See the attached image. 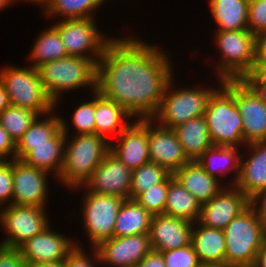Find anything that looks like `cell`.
Instances as JSON below:
<instances>
[{
    "label": "cell",
    "instance_id": "1",
    "mask_svg": "<svg viewBox=\"0 0 266 267\" xmlns=\"http://www.w3.org/2000/svg\"><path fill=\"white\" fill-rule=\"evenodd\" d=\"M170 62L166 51L141 39L113 38L97 63V90L134 118L151 119L174 78Z\"/></svg>",
    "mask_w": 266,
    "mask_h": 267
},
{
    "label": "cell",
    "instance_id": "2",
    "mask_svg": "<svg viewBox=\"0 0 266 267\" xmlns=\"http://www.w3.org/2000/svg\"><path fill=\"white\" fill-rule=\"evenodd\" d=\"M67 123L61 118V128L66 134L64 163L58 180L73 190L84 185L93 171L110 152L107 138L92 134H79L68 137ZM69 138L70 141L67 139Z\"/></svg>",
    "mask_w": 266,
    "mask_h": 267
},
{
    "label": "cell",
    "instance_id": "3",
    "mask_svg": "<svg viewBox=\"0 0 266 267\" xmlns=\"http://www.w3.org/2000/svg\"><path fill=\"white\" fill-rule=\"evenodd\" d=\"M225 262L237 267H253L266 237V229L250 204L223 229Z\"/></svg>",
    "mask_w": 266,
    "mask_h": 267
},
{
    "label": "cell",
    "instance_id": "4",
    "mask_svg": "<svg viewBox=\"0 0 266 267\" xmlns=\"http://www.w3.org/2000/svg\"><path fill=\"white\" fill-rule=\"evenodd\" d=\"M37 70L47 95L55 105L62 92L87 85L93 92L97 90V64L90 58L66 56L48 61Z\"/></svg>",
    "mask_w": 266,
    "mask_h": 267
},
{
    "label": "cell",
    "instance_id": "5",
    "mask_svg": "<svg viewBox=\"0 0 266 267\" xmlns=\"http://www.w3.org/2000/svg\"><path fill=\"white\" fill-rule=\"evenodd\" d=\"M215 32L216 47L222 55L216 64L219 83L224 80H243L255 66L257 36L249 30Z\"/></svg>",
    "mask_w": 266,
    "mask_h": 267
},
{
    "label": "cell",
    "instance_id": "6",
    "mask_svg": "<svg viewBox=\"0 0 266 267\" xmlns=\"http://www.w3.org/2000/svg\"><path fill=\"white\" fill-rule=\"evenodd\" d=\"M220 87L209 97L204 113L209 135L213 145L240 148L244 145L242 117L234 96Z\"/></svg>",
    "mask_w": 266,
    "mask_h": 267
},
{
    "label": "cell",
    "instance_id": "7",
    "mask_svg": "<svg viewBox=\"0 0 266 267\" xmlns=\"http://www.w3.org/2000/svg\"><path fill=\"white\" fill-rule=\"evenodd\" d=\"M0 80L11 105L30 109L41 117L56 107L44 89L38 70L32 66H5L0 70Z\"/></svg>",
    "mask_w": 266,
    "mask_h": 267
},
{
    "label": "cell",
    "instance_id": "8",
    "mask_svg": "<svg viewBox=\"0 0 266 267\" xmlns=\"http://www.w3.org/2000/svg\"><path fill=\"white\" fill-rule=\"evenodd\" d=\"M173 78L168 82L156 114L151 118L164 128L174 129L190 119L204 115L211 94L217 89H172Z\"/></svg>",
    "mask_w": 266,
    "mask_h": 267
},
{
    "label": "cell",
    "instance_id": "9",
    "mask_svg": "<svg viewBox=\"0 0 266 267\" xmlns=\"http://www.w3.org/2000/svg\"><path fill=\"white\" fill-rule=\"evenodd\" d=\"M53 26L59 32L68 56L90 58L96 64L113 39L98 32L94 18L62 19Z\"/></svg>",
    "mask_w": 266,
    "mask_h": 267
},
{
    "label": "cell",
    "instance_id": "10",
    "mask_svg": "<svg viewBox=\"0 0 266 267\" xmlns=\"http://www.w3.org/2000/svg\"><path fill=\"white\" fill-rule=\"evenodd\" d=\"M82 201L85 232L92 247L113 237L115 222L124 198L86 192Z\"/></svg>",
    "mask_w": 266,
    "mask_h": 267
},
{
    "label": "cell",
    "instance_id": "11",
    "mask_svg": "<svg viewBox=\"0 0 266 267\" xmlns=\"http://www.w3.org/2000/svg\"><path fill=\"white\" fill-rule=\"evenodd\" d=\"M37 206L8 205L0 212V224L6 232L1 246L18 249L30 238L43 232L49 224L46 209Z\"/></svg>",
    "mask_w": 266,
    "mask_h": 267
},
{
    "label": "cell",
    "instance_id": "12",
    "mask_svg": "<svg viewBox=\"0 0 266 267\" xmlns=\"http://www.w3.org/2000/svg\"><path fill=\"white\" fill-rule=\"evenodd\" d=\"M235 98L242 117L244 145L266 142V104L244 80L221 83Z\"/></svg>",
    "mask_w": 266,
    "mask_h": 267
},
{
    "label": "cell",
    "instance_id": "13",
    "mask_svg": "<svg viewBox=\"0 0 266 267\" xmlns=\"http://www.w3.org/2000/svg\"><path fill=\"white\" fill-rule=\"evenodd\" d=\"M132 170L109 152L93 171L84 185L73 188H88L86 192L112 195L130 199Z\"/></svg>",
    "mask_w": 266,
    "mask_h": 267
},
{
    "label": "cell",
    "instance_id": "14",
    "mask_svg": "<svg viewBox=\"0 0 266 267\" xmlns=\"http://www.w3.org/2000/svg\"><path fill=\"white\" fill-rule=\"evenodd\" d=\"M12 205L46 207L47 172L26 164L21 159L12 160ZM46 201V202H45Z\"/></svg>",
    "mask_w": 266,
    "mask_h": 267
},
{
    "label": "cell",
    "instance_id": "15",
    "mask_svg": "<svg viewBox=\"0 0 266 267\" xmlns=\"http://www.w3.org/2000/svg\"><path fill=\"white\" fill-rule=\"evenodd\" d=\"M100 263L111 267H136L152 250L149 234L115 237L102 241L97 247Z\"/></svg>",
    "mask_w": 266,
    "mask_h": 267
},
{
    "label": "cell",
    "instance_id": "16",
    "mask_svg": "<svg viewBox=\"0 0 266 267\" xmlns=\"http://www.w3.org/2000/svg\"><path fill=\"white\" fill-rule=\"evenodd\" d=\"M250 205V199L235 186L223 188L210 201L201 205L198 222L223 230Z\"/></svg>",
    "mask_w": 266,
    "mask_h": 267
},
{
    "label": "cell",
    "instance_id": "17",
    "mask_svg": "<svg viewBox=\"0 0 266 267\" xmlns=\"http://www.w3.org/2000/svg\"><path fill=\"white\" fill-rule=\"evenodd\" d=\"M117 143H110V152L129 169L134 170L150 162L148 151V119H137L117 135Z\"/></svg>",
    "mask_w": 266,
    "mask_h": 267
},
{
    "label": "cell",
    "instance_id": "18",
    "mask_svg": "<svg viewBox=\"0 0 266 267\" xmlns=\"http://www.w3.org/2000/svg\"><path fill=\"white\" fill-rule=\"evenodd\" d=\"M148 119V151L150 162L161 165L171 174L191 160L185 154L173 129L155 125Z\"/></svg>",
    "mask_w": 266,
    "mask_h": 267
},
{
    "label": "cell",
    "instance_id": "19",
    "mask_svg": "<svg viewBox=\"0 0 266 267\" xmlns=\"http://www.w3.org/2000/svg\"><path fill=\"white\" fill-rule=\"evenodd\" d=\"M50 230L48 226L18 248L26 265L65 260L76 247V242H72L69 237Z\"/></svg>",
    "mask_w": 266,
    "mask_h": 267
},
{
    "label": "cell",
    "instance_id": "20",
    "mask_svg": "<svg viewBox=\"0 0 266 267\" xmlns=\"http://www.w3.org/2000/svg\"><path fill=\"white\" fill-rule=\"evenodd\" d=\"M193 223L164 214L152 215L149 239L152 250L164 252L191 244Z\"/></svg>",
    "mask_w": 266,
    "mask_h": 267
},
{
    "label": "cell",
    "instance_id": "21",
    "mask_svg": "<svg viewBox=\"0 0 266 267\" xmlns=\"http://www.w3.org/2000/svg\"><path fill=\"white\" fill-rule=\"evenodd\" d=\"M66 134L62 128L49 140L47 144L16 145L15 158L59 178L65 153Z\"/></svg>",
    "mask_w": 266,
    "mask_h": 267
},
{
    "label": "cell",
    "instance_id": "22",
    "mask_svg": "<svg viewBox=\"0 0 266 267\" xmlns=\"http://www.w3.org/2000/svg\"><path fill=\"white\" fill-rule=\"evenodd\" d=\"M250 158L244 161L242 153L240 170L234 185L249 199L266 189V142L246 144ZM243 158V159H242Z\"/></svg>",
    "mask_w": 266,
    "mask_h": 267
},
{
    "label": "cell",
    "instance_id": "23",
    "mask_svg": "<svg viewBox=\"0 0 266 267\" xmlns=\"http://www.w3.org/2000/svg\"><path fill=\"white\" fill-rule=\"evenodd\" d=\"M172 175L201 205L210 201L224 188L220 181L210 176L197 160L184 164Z\"/></svg>",
    "mask_w": 266,
    "mask_h": 267
},
{
    "label": "cell",
    "instance_id": "24",
    "mask_svg": "<svg viewBox=\"0 0 266 267\" xmlns=\"http://www.w3.org/2000/svg\"><path fill=\"white\" fill-rule=\"evenodd\" d=\"M95 133L107 138L120 134L131 122L132 116L118 103L95 90ZM130 118V119H129Z\"/></svg>",
    "mask_w": 266,
    "mask_h": 267
},
{
    "label": "cell",
    "instance_id": "25",
    "mask_svg": "<svg viewBox=\"0 0 266 267\" xmlns=\"http://www.w3.org/2000/svg\"><path fill=\"white\" fill-rule=\"evenodd\" d=\"M195 224L198 227H194ZM191 245L200 262H225L226 245L223 230L204 226L197 221L193 223Z\"/></svg>",
    "mask_w": 266,
    "mask_h": 267
},
{
    "label": "cell",
    "instance_id": "26",
    "mask_svg": "<svg viewBox=\"0 0 266 267\" xmlns=\"http://www.w3.org/2000/svg\"><path fill=\"white\" fill-rule=\"evenodd\" d=\"M238 150V147L212 145L204 151L197 161L210 176L216 179H219L217 177L219 175L225 177V174L227 175L235 171V178L230 180L232 182L229 185L234 186L238 179L242 156V154L238 155V152H240Z\"/></svg>",
    "mask_w": 266,
    "mask_h": 267
},
{
    "label": "cell",
    "instance_id": "27",
    "mask_svg": "<svg viewBox=\"0 0 266 267\" xmlns=\"http://www.w3.org/2000/svg\"><path fill=\"white\" fill-rule=\"evenodd\" d=\"M173 131L191 161L213 145L204 115L178 125Z\"/></svg>",
    "mask_w": 266,
    "mask_h": 267
},
{
    "label": "cell",
    "instance_id": "28",
    "mask_svg": "<svg viewBox=\"0 0 266 267\" xmlns=\"http://www.w3.org/2000/svg\"><path fill=\"white\" fill-rule=\"evenodd\" d=\"M151 219L152 215L135 199H124L117 214L113 236L149 234Z\"/></svg>",
    "mask_w": 266,
    "mask_h": 267
},
{
    "label": "cell",
    "instance_id": "29",
    "mask_svg": "<svg viewBox=\"0 0 266 267\" xmlns=\"http://www.w3.org/2000/svg\"><path fill=\"white\" fill-rule=\"evenodd\" d=\"M216 31L248 30L249 0H209Z\"/></svg>",
    "mask_w": 266,
    "mask_h": 267
},
{
    "label": "cell",
    "instance_id": "30",
    "mask_svg": "<svg viewBox=\"0 0 266 267\" xmlns=\"http://www.w3.org/2000/svg\"><path fill=\"white\" fill-rule=\"evenodd\" d=\"M201 204L171 174L168 177V192L164 215L182 218L196 223L200 216Z\"/></svg>",
    "mask_w": 266,
    "mask_h": 267
},
{
    "label": "cell",
    "instance_id": "31",
    "mask_svg": "<svg viewBox=\"0 0 266 267\" xmlns=\"http://www.w3.org/2000/svg\"><path fill=\"white\" fill-rule=\"evenodd\" d=\"M30 59L33 60L32 67L38 68L48 61H54L68 56L62 43L58 30L52 25L43 31L34 42Z\"/></svg>",
    "mask_w": 266,
    "mask_h": 267
},
{
    "label": "cell",
    "instance_id": "32",
    "mask_svg": "<svg viewBox=\"0 0 266 267\" xmlns=\"http://www.w3.org/2000/svg\"><path fill=\"white\" fill-rule=\"evenodd\" d=\"M104 0H47L43 5L47 16H64V19L94 18L93 11Z\"/></svg>",
    "mask_w": 266,
    "mask_h": 267
},
{
    "label": "cell",
    "instance_id": "33",
    "mask_svg": "<svg viewBox=\"0 0 266 267\" xmlns=\"http://www.w3.org/2000/svg\"><path fill=\"white\" fill-rule=\"evenodd\" d=\"M171 173L161 165L149 162L132 170L130 199L164 182Z\"/></svg>",
    "mask_w": 266,
    "mask_h": 267
},
{
    "label": "cell",
    "instance_id": "34",
    "mask_svg": "<svg viewBox=\"0 0 266 267\" xmlns=\"http://www.w3.org/2000/svg\"><path fill=\"white\" fill-rule=\"evenodd\" d=\"M37 116L38 114L30 109L10 105L0 113V125L17 143Z\"/></svg>",
    "mask_w": 266,
    "mask_h": 267
},
{
    "label": "cell",
    "instance_id": "35",
    "mask_svg": "<svg viewBox=\"0 0 266 267\" xmlns=\"http://www.w3.org/2000/svg\"><path fill=\"white\" fill-rule=\"evenodd\" d=\"M54 111L47 113L48 117L46 116L43 120L41 118L39 120L40 116H37L16 145L47 144V140L51 139L61 129V118L59 115L54 116Z\"/></svg>",
    "mask_w": 266,
    "mask_h": 267
},
{
    "label": "cell",
    "instance_id": "36",
    "mask_svg": "<svg viewBox=\"0 0 266 267\" xmlns=\"http://www.w3.org/2000/svg\"><path fill=\"white\" fill-rule=\"evenodd\" d=\"M168 192V178L153 186L148 191L139 194L135 200L151 215L163 214L166 205V197Z\"/></svg>",
    "mask_w": 266,
    "mask_h": 267
},
{
    "label": "cell",
    "instance_id": "37",
    "mask_svg": "<svg viewBox=\"0 0 266 267\" xmlns=\"http://www.w3.org/2000/svg\"><path fill=\"white\" fill-rule=\"evenodd\" d=\"M92 100L81 103L72 113V123L75 135L95 133V91Z\"/></svg>",
    "mask_w": 266,
    "mask_h": 267
},
{
    "label": "cell",
    "instance_id": "38",
    "mask_svg": "<svg viewBox=\"0 0 266 267\" xmlns=\"http://www.w3.org/2000/svg\"><path fill=\"white\" fill-rule=\"evenodd\" d=\"M161 253L166 267H198L200 263L191 244Z\"/></svg>",
    "mask_w": 266,
    "mask_h": 267
},
{
    "label": "cell",
    "instance_id": "39",
    "mask_svg": "<svg viewBox=\"0 0 266 267\" xmlns=\"http://www.w3.org/2000/svg\"><path fill=\"white\" fill-rule=\"evenodd\" d=\"M247 25L256 36L266 31V0H249Z\"/></svg>",
    "mask_w": 266,
    "mask_h": 267
},
{
    "label": "cell",
    "instance_id": "40",
    "mask_svg": "<svg viewBox=\"0 0 266 267\" xmlns=\"http://www.w3.org/2000/svg\"><path fill=\"white\" fill-rule=\"evenodd\" d=\"M13 196V171L12 160H2L0 162V205L12 204ZM11 199V200H10Z\"/></svg>",
    "mask_w": 266,
    "mask_h": 267
},
{
    "label": "cell",
    "instance_id": "41",
    "mask_svg": "<svg viewBox=\"0 0 266 267\" xmlns=\"http://www.w3.org/2000/svg\"><path fill=\"white\" fill-rule=\"evenodd\" d=\"M79 245L80 244L77 242L76 247L65 258V267H95V263L100 264V257L96 248H92V251L94 250L92 252V259L89 258L88 254L83 250L84 248Z\"/></svg>",
    "mask_w": 266,
    "mask_h": 267
},
{
    "label": "cell",
    "instance_id": "42",
    "mask_svg": "<svg viewBox=\"0 0 266 267\" xmlns=\"http://www.w3.org/2000/svg\"><path fill=\"white\" fill-rule=\"evenodd\" d=\"M0 267H27V265L18 249L0 246Z\"/></svg>",
    "mask_w": 266,
    "mask_h": 267
},
{
    "label": "cell",
    "instance_id": "43",
    "mask_svg": "<svg viewBox=\"0 0 266 267\" xmlns=\"http://www.w3.org/2000/svg\"><path fill=\"white\" fill-rule=\"evenodd\" d=\"M16 143L10 137L8 132L0 125V159L10 160L15 159Z\"/></svg>",
    "mask_w": 266,
    "mask_h": 267
},
{
    "label": "cell",
    "instance_id": "44",
    "mask_svg": "<svg viewBox=\"0 0 266 267\" xmlns=\"http://www.w3.org/2000/svg\"><path fill=\"white\" fill-rule=\"evenodd\" d=\"M250 204L255 209L258 217L263 222L266 229V189L259 191L255 196H253L250 199ZM258 204H261L260 207Z\"/></svg>",
    "mask_w": 266,
    "mask_h": 267
},
{
    "label": "cell",
    "instance_id": "45",
    "mask_svg": "<svg viewBox=\"0 0 266 267\" xmlns=\"http://www.w3.org/2000/svg\"><path fill=\"white\" fill-rule=\"evenodd\" d=\"M245 82H265L266 83V59H256L255 66L251 74L244 79Z\"/></svg>",
    "mask_w": 266,
    "mask_h": 267
},
{
    "label": "cell",
    "instance_id": "46",
    "mask_svg": "<svg viewBox=\"0 0 266 267\" xmlns=\"http://www.w3.org/2000/svg\"><path fill=\"white\" fill-rule=\"evenodd\" d=\"M136 267H166L161 252L151 250Z\"/></svg>",
    "mask_w": 266,
    "mask_h": 267
},
{
    "label": "cell",
    "instance_id": "47",
    "mask_svg": "<svg viewBox=\"0 0 266 267\" xmlns=\"http://www.w3.org/2000/svg\"><path fill=\"white\" fill-rule=\"evenodd\" d=\"M256 59H266V31L257 36Z\"/></svg>",
    "mask_w": 266,
    "mask_h": 267
},
{
    "label": "cell",
    "instance_id": "48",
    "mask_svg": "<svg viewBox=\"0 0 266 267\" xmlns=\"http://www.w3.org/2000/svg\"><path fill=\"white\" fill-rule=\"evenodd\" d=\"M259 98L266 104V83L265 82H246Z\"/></svg>",
    "mask_w": 266,
    "mask_h": 267
},
{
    "label": "cell",
    "instance_id": "49",
    "mask_svg": "<svg viewBox=\"0 0 266 267\" xmlns=\"http://www.w3.org/2000/svg\"><path fill=\"white\" fill-rule=\"evenodd\" d=\"M253 267H266V237L264 238L262 246L256 256Z\"/></svg>",
    "mask_w": 266,
    "mask_h": 267
},
{
    "label": "cell",
    "instance_id": "50",
    "mask_svg": "<svg viewBox=\"0 0 266 267\" xmlns=\"http://www.w3.org/2000/svg\"><path fill=\"white\" fill-rule=\"evenodd\" d=\"M10 105L11 104L9 101V96L7 92L5 91L4 84L0 80V113Z\"/></svg>",
    "mask_w": 266,
    "mask_h": 267
},
{
    "label": "cell",
    "instance_id": "51",
    "mask_svg": "<svg viewBox=\"0 0 266 267\" xmlns=\"http://www.w3.org/2000/svg\"><path fill=\"white\" fill-rule=\"evenodd\" d=\"M27 267H65V260L47 263L27 264Z\"/></svg>",
    "mask_w": 266,
    "mask_h": 267
},
{
    "label": "cell",
    "instance_id": "52",
    "mask_svg": "<svg viewBox=\"0 0 266 267\" xmlns=\"http://www.w3.org/2000/svg\"><path fill=\"white\" fill-rule=\"evenodd\" d=\"M198 267H237V266L228 264L226 262H223V263H203V262H200Z\"/></svg>",
    "mask_w": 266,
    "mask_h": 267
},
{
    "label": "cell",
    "instance_id": "53",
    "mask_svg": "<svg viewBox=\"0 0 266 267\" xmlns=\"http://www.w3.org/2000/svg\"><path fill=\"white\" fill-rule=\"evenodd\" d=\"M9 4H14L12 3L11 0H0V10H4Z\"/></svg>",
    "mask_w": 266,
    "mask_h": 267
},
{
    "label": "cell",
    "instance_id": "54",
    "mask_svg": "<svg viewBox=\"0 0 266 267\" xmlns=\"http://www.w3.org/2000/svg\"><path fill=\"white\" fill-rule=\"evenodd\" d=\"M13 3L17 0H11ZM19 1V0H18ZM21 1V0H20ZM24 1V0H23ZM27 2H35L36 4H41L43 6L47 0H25Z\"/></svg>",
    "mask_w": 266,
    "mask_h": 267
}]
</instances>
